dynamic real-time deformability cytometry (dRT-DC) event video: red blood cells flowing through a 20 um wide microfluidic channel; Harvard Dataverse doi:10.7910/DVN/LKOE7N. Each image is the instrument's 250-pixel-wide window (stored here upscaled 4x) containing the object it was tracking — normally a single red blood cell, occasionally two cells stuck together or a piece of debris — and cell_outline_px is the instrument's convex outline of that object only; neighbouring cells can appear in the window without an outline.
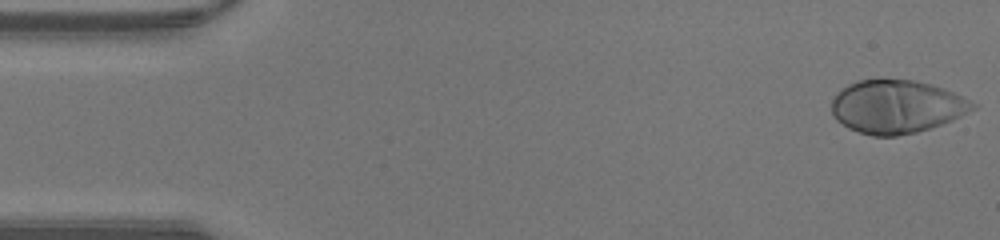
{"species": "human", "species_latin": "Homo sapiens", "temperature_condition": "warm", "stored_images_in_passage": 46, "camera_frame_rate_fps": 3000, "um_per_image_px": 0.085, "donor": {"sex": "male"}, "frame": {"image": 1, "passage_image": 1, "time_ms": 0.0, "image_size_px": [1000, 240], "cell_outline_px": [[980, 104], [976, 108], [952, 120], [916, 132], [896, 136], [872, 136], [848, 128], [836, 120], [832, 116], [832, 100], [836, 92], [840, 88], [856, 80], [916, 80], [944, 88]], "centroid_in_image_um": [76.2, 9.06], "position_along_channel_um": 8.8, "area_um2": 43.87}}
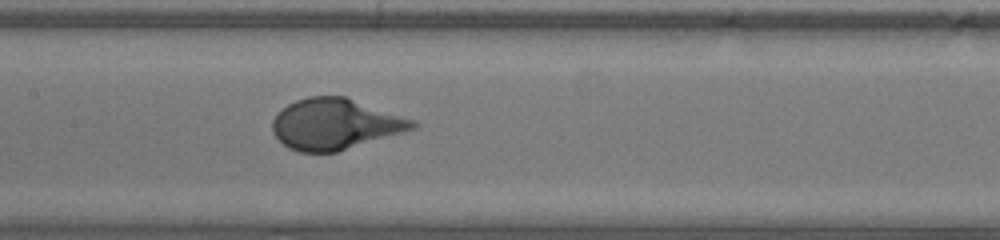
{"frame": {"image": 2, "passage_image": 22, "time_ms": 7.0, "image_size_px": [1000, 240], "cell_outline_px": [[420, 128], [336, 152], [300, 152], [288, 148], [272, 132], [272, 120], [288, 104], [296, 100], [308, 96], [344, 96], [416, 120], [420, 124]], "centroid_in_image_um": [28.55, 10.55], "position_along_channel_um": 178.8, "area_um2": 41.67}}
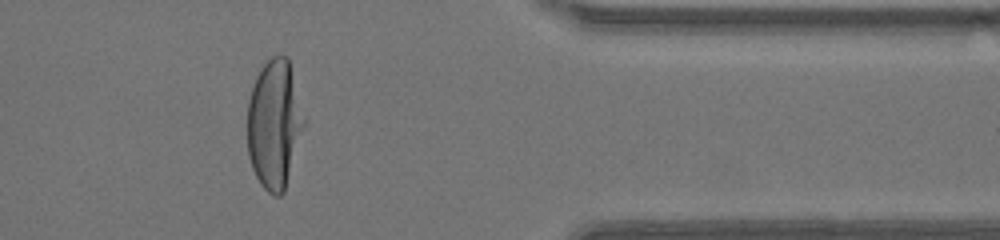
{"frame": {"image": 3, "passage_image": 38, "time_ms": 12.333, "image_size_px": [1000, 240], "cell_outline_px": [[308, 120], [284, 192], [280, 196], [276, 196], [268, 192], [260, 184], [252, 168], [248, 156], [248, 100], [256, 76], [260, 68], [272, 56], [288, 56]], "centroid_in_image_um": [23.37, 10.54], "position_along_channel_um": 388.0, "area_um2": 43.52}}